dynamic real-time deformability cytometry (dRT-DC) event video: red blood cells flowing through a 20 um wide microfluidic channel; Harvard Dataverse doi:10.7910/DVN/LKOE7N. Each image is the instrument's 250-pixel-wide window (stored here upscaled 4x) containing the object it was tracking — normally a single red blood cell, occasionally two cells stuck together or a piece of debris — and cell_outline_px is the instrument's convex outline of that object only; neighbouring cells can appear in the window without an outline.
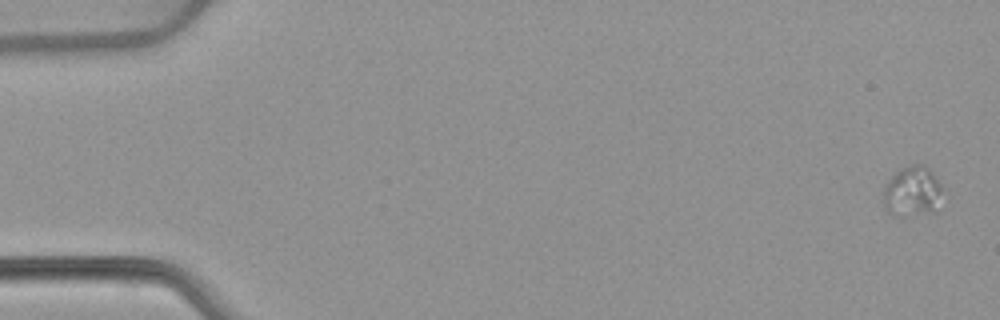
{"species": "common noctule bat (a hibernating species)", "species_latin": "Nyctalus noctula", "temperature_condition": "warm", "stored_images_in_passage": 6, "camera_frame_rate_fps": 3000, "um_per_image_px": 0.085, "animal": {"sex": "female", "body_mass_g": 22.7, "forearm_length_mm": 54.2}, "frame": {"image": 1, "passage_image": 1, "time_ms": 0.0, "image_size_px": [1000, 320], "cell_outline_px": [[944, 188], [932, 212], [904, 216], [892, 216], [884, 208], [884, 184], [900, 168], [908, 164], [924, 164], [932, 172]], "centroid_in_image_um": [77.51, 16.25], "position_along_channel_um": 7.5, "area_um2": 17.4}}
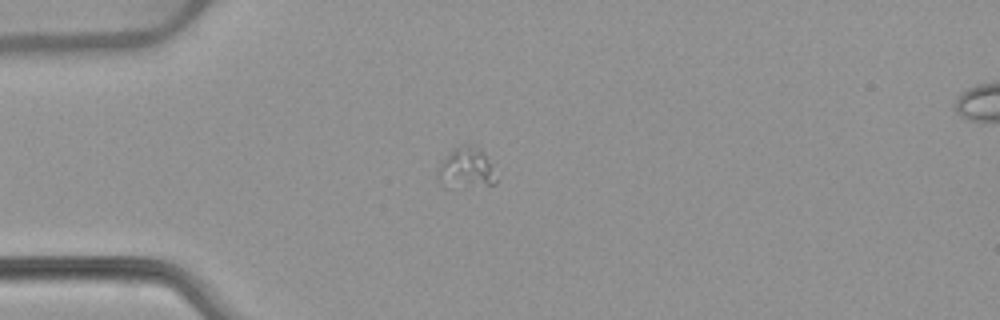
{"frame": {"image": 2, "passage_image": 4, "time_ms": 1.0, "image_size_px": [1000, 320], "cell_outline_px": [[496, 184], [488, 184], [440, 180], [436, 172], [444, 156], [452, 148], [460, 144], [476, 144], [484, 152], [492, 164], [496, 180]], "centroid_in_image_um": [39.67, 14.09], "position_along_channel_um": 45.3, "area_um2": 12.83}}
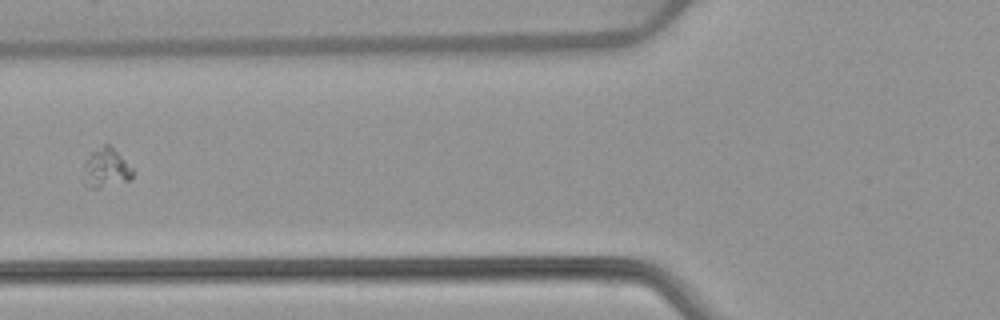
{"frame": {"image": 3, "passage_image": 6, "time_ms": 1.667, "image_size_px": [1000, 320], "cell_outline_px": [[132, 180], [96, 188], [92, 188], [84, 184], [84, 160], [92, 152], [104, 144], [108, 144], [132, 168]], "centroid_in_image_um": [8.99, 14.3], "position_along_channel_um": 116.8, "area_um2": 10.98}}